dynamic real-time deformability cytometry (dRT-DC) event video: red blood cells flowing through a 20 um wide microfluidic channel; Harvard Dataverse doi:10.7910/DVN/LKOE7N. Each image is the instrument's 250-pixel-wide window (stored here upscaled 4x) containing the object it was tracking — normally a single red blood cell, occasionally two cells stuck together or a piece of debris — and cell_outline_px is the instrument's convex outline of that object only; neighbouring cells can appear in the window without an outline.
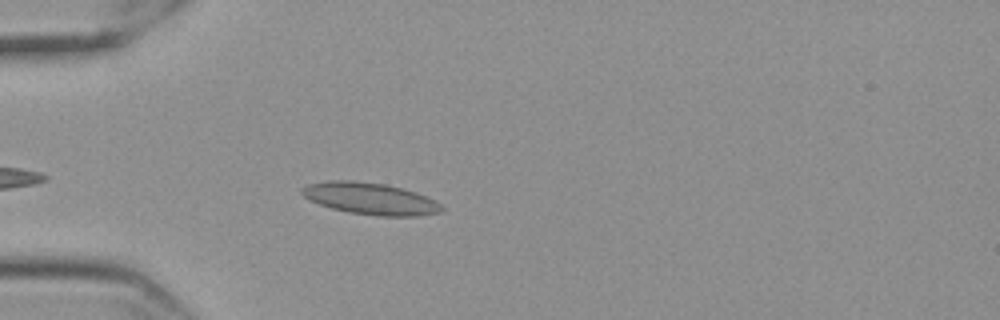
{"species": "Egyptian fruit bat (a non-hibernating species)", "species_latin": "Rousettus aegyptiacus", "temperature_condition": "cold", "stored_images_in_passage": 37, "camera_frame_rate_fps": 3000, "um_per_image_px": 0.085, "frame": {"image": 1, "passage_image": 5, "time_ms": 1.333, "image_size_px": [1000, 320], "cell_outline_px": [[444, 208], [440, 212], [416, 216], [380, 216], [348, 212], [332, 208], [320, 204], [304, 196], [300, 192], [300, 188], [308, 184], [328, 180], [352, 180], [384, 184], [404, 188], [428, 196], [436, 200]], "centroid_in_image_um": [31.49, 16.87], "position_along_channel_um": 53.5, "area_um2": 25.95}}
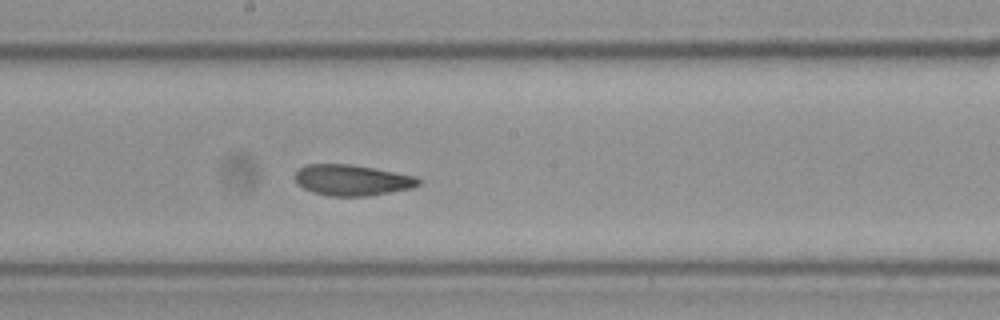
{"frame": {"image": 2, "passage_image": 20, "time_ms": 6.333, "image_size_px": [1000, 320], "cell_outline_px": [[420, 184], [412, 188], [368, 196], [328, 196], [312, 192], [304, 188], [296, 180], [296, 172], [300, 168], [308, 164], [352, 164], [416, 176], [420, 180]], "centroid_in_image_um": [29.95, 15.31], "position_along_channel_um": 218.3, "area_um2": 22.08}}
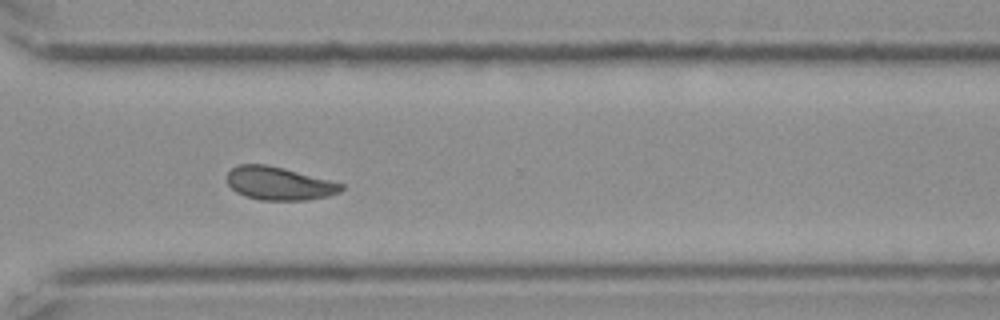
{"frame": {"image": 3, "passage_image": 31, "time_ms": 10.0, "image_size_px": [1000, 320], "cell_outline_px": [[344, 188], [340, 192], [328, 196], [304, 200], [260, 200], [244, 196], [236, 192], [228, 184], [228, 172], [232, 168], [240, 164], [264, 164], [284, 168], [344, 184]], "centroid_in_image_um": [23.72, 15.6], "position_along_channel_um": 346.9, "area_um2": 21.96}, "authors_computed_cell_mechanics": {"area_um2": 22.4264, "velocity_mm_per_s": 3.5149, "shape_relaxation_time_tau1_ms": null, "shape_relaxation_time_tau2_ms": 2.0796, "deformation_change_tau1": null, "deformation_change_tau2": 0.0759}}